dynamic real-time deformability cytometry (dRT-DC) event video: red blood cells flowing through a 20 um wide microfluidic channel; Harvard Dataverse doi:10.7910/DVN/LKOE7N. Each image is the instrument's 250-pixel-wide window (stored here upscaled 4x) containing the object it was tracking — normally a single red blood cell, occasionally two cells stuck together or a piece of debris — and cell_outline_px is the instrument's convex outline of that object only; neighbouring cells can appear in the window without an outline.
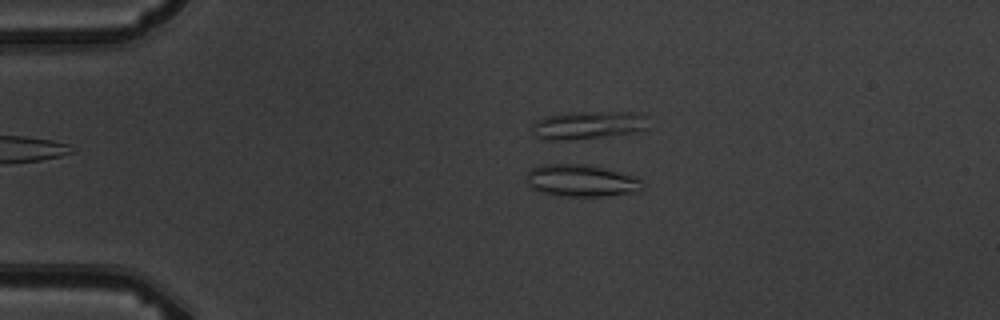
{"species": "common noctule bat (a hibernating species)", "species_latin": "Nyctalus noctula", "temperature_condition": "warm", "stored_images_in_passage": 4, "segment_of_instrument_passage": [1, 2], "camera_frame_rate_fps": 3000, "um_per_image_px": 0.085, "animal": {"sex": "male", "body_mass_g": 19.5, "forearm_length_mm": 54.6}, "frame": {"image": 1, "passage_image": 1, "time_ms": 0.0, "image_size_px": [1000, 320], "cell_outline_px": [[644, 188], [640, 192], [604, 196], [560, 196], [540, 192], [532, 188], [528, 184], [528, 172], [532, 168], [540, 164], [588, 164], [636, 176], [644, 180]], "centroid_in_image_um": [49.48, 15.36], "position_along_channel_um": 35.5, "area_um2": 22.02}}